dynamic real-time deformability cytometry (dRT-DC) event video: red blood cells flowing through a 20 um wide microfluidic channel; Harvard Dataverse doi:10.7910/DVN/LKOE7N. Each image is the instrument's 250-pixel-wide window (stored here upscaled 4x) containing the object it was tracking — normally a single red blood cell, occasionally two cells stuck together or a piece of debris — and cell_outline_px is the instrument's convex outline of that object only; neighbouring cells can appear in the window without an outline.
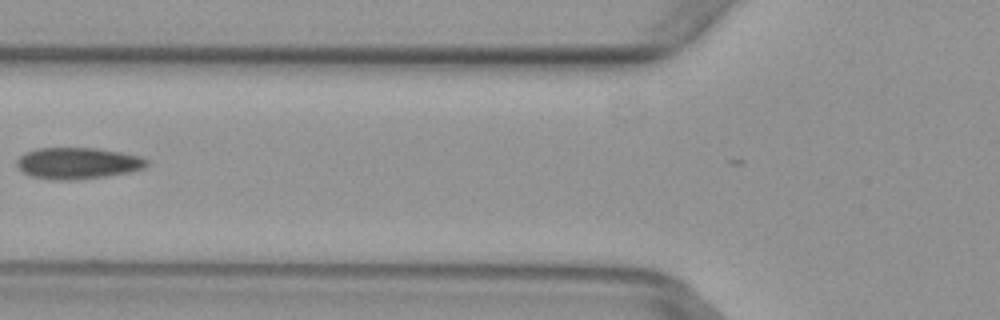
{"species": "common noctule bat (a hibernating species)", "species_latin": "Nyctalus noctula", "temperature_condition": "warm", "stored_images_in_passage": 5, "camera_frame_rate_fps": 3000, "um_per_image_px": 0.085, "animal": {"sex": "female", "body_mass_g": 29.2, "forearm_length_mm": 56.3}, "frame": {"image": 1, "passage_image": 4, "time_ms": 1.0, "image_size_px": [1000, 320], "cell_outline_px": [[148, 164], [144, 168], [132, 172], [108, 176], [76, 180], [52, 180], [32, 176], [24, 172], [16, 164], [16, 160], [24, 152], [36, 148], [96, 148], [120, 152], [140, 156], [148, 160]], "centroid_in_image_um": [6.62, 13.88], "position_along_channel_um": 119.2, "area_um2": 23.99}}